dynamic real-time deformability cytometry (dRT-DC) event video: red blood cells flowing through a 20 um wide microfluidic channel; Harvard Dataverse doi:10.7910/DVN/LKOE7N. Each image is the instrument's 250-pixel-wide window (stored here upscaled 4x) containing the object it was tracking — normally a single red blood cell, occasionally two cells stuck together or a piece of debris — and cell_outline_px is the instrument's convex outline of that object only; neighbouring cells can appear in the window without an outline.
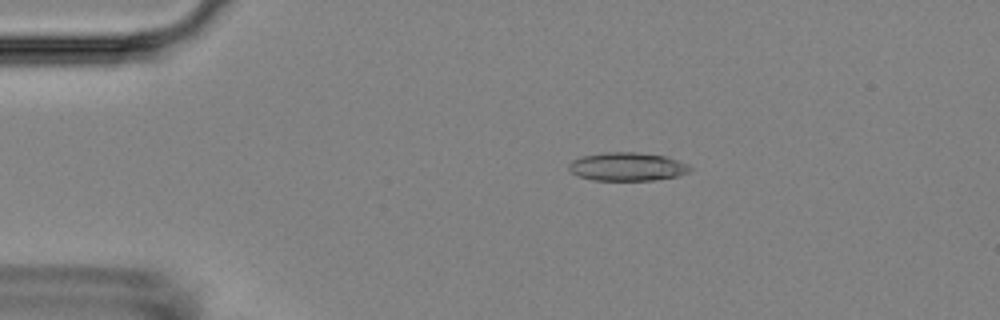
{"species": "Egyptian fruit bat (a non-hibernating species)", "species_latin": "Rousettus aegyptiacus", "temperature_condition": "room temperature", "stored_images_in_passage": 9, "camera_frame_rate_fps": 3000, "um_per_image_px": 0.085, "animal": {"sex": "female"}, "frame": {"image": 1, "passage_image": 4, "time_ms": 3.333, "image_size_px": [1000, 320], "cell_outline_px": [[692, 168], [688, 172], [676, 176], [652, 180], [592, 180], [580, 176], [572, 172], [568, 168], [568, 164], [572, 160], [580, 156], [604, 152], [636, 152], [668, 156], [688, 164]], "centroid_in_image_um": [53.31, 14.15], "position_along_channel_um": 31.7, "area_um2": 20.11}}
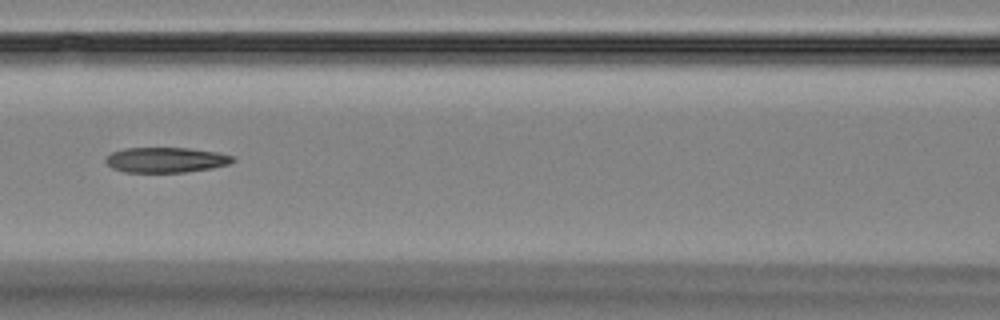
{"frame": {"image": 2, "passage_image": 8, "time_ms": 8.0, "image_size_px": [1000, 320], "cell_outline_px": [[236, 160], [228, 164], [212, 168], [184, 172], [124, 172], [112, 168], [104, 160], [112, 152], [124, 148], [188, 148], [216, 152], [236, 156]], "centroid_in_image_um": [14.12, 13.59], "position_along_channel_um": 152.5, "area_um2": 18.67}}
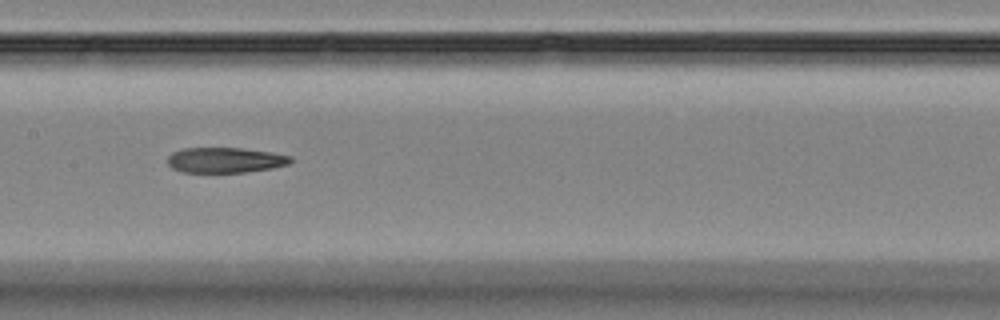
{"frame": {"image": 3, "passage_image": 9, "time_ms": 9.0, "image_size_px": [1000, 320], "cell_outline_px": [[292, 160], [288, 164], [272, 168], [244, 172], [180, 172], [172, 168], [168, 164], [168, 156], [172, 152], [184, 148], [240, 148], [268, 152], [292, 156]], "centroid_in_image_um": [19.11, 13.61], "position_along_channel_um": 188.3, "area_um2": 18.03}}